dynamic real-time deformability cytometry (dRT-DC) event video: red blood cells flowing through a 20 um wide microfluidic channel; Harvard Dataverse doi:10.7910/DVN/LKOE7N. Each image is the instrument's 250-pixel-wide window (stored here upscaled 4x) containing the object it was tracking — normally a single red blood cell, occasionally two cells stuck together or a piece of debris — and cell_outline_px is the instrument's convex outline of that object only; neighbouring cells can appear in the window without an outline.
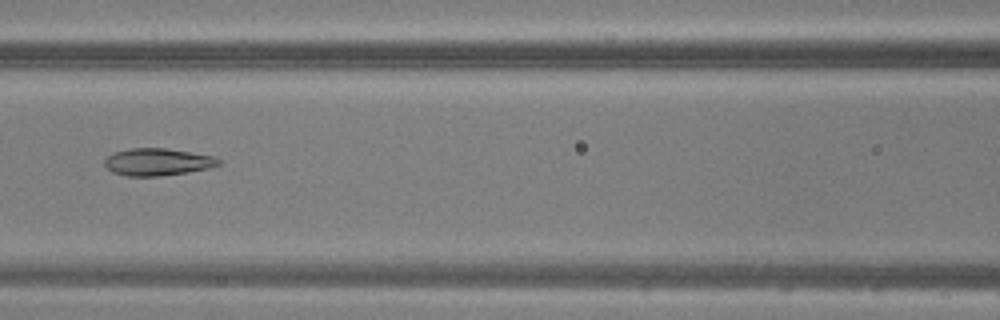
{"species": "common noctule bat (a hibernating species)", "species_latin": "Nyctalus noctula", "temperature_condition": "warm", "stored_images_in_passage": 34, "camera_frame_rate_fps": 3000, "um_per_image_px": 0.085, "animal": {"sex": "male", "body_mass_g": 20.5, "forearm_length_mm": 52.5}, "frame": {"image": 1, "passage_image": 8, "time_ms": 2.333, "image_size_px": [1000, 320], "cell_outline_px": [[220, 164], [208, 168], [160, 176], [128, 176], [112, 172], [104, 164], [104, 160], [108, 156], [116, 152], [132, 148], [164, 148], [212, 156], [220, 160]], "centroid_in_image_um": [13.35, 13.77], "position_along_channel_um": 153.2, "area_um2": 17.69}}
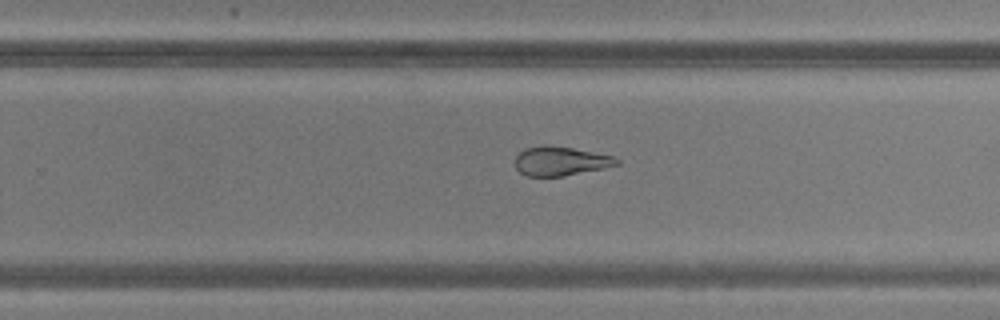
{"frame": {"image": 2, "passage_image": 17, "time_ms": 5.333, "image_size_px": [1000, 320], "cell_outline_px": [[620, 164], [604, 168], [564, 176], [528, 176], [520, 172], [516, 168], [516, 156], [524, 148], [544, 144], [572, 148], [612, 156], [620, 160]], "centroid_in_image_um": [47.63, 13.69], "position_along_channel_um": 282.2, "area_um2": 17.17}}
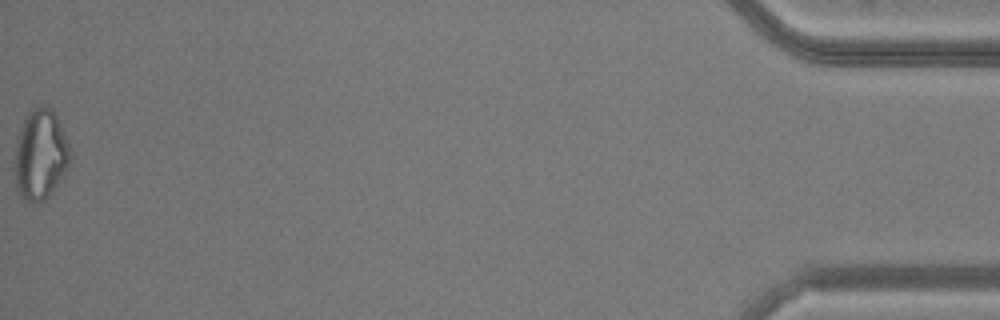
{"frame": {"image": 3, "passage_image": 34, "time_ms": 11.0, "image_size_px": [1000, 320], "cell_outline_px": [[72, 156], [68, 168], [60, 180], [48, 196], [44, 200], [36, 204], [28, 204], [20, 196], [16, 184], [12, 168], [16, 136], [28, 112], [36, 104], [40, 104], [52, 108], [56, 116], [68, 144]], "centroid_in_image_um": [3.39, 13.16], "position_along_channel_um": 431.8, "area_um2": 29.94}}